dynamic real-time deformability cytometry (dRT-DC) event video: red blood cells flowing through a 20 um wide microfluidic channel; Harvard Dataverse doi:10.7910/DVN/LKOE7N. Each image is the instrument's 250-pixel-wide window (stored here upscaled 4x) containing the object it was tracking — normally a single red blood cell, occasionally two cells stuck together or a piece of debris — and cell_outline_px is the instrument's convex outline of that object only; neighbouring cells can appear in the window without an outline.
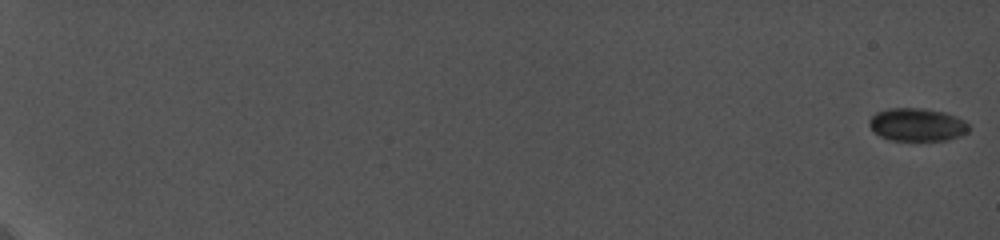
{"species": "common noctule bat (a hibernating species)", "species_latin": "Nyctalus noctula", "temperature_condition": "cold", "stored_images_in_passage": 22, "camera_frame_rate_fps": 5000, "um_per_image_px": 0.085, "animal": {"sex": "female", "body_mass_g": 19.0, "forearm_length_mm": 56.7}, "frame": {"image": 1, "passage_image": 1, "time_ms": 0.0, "image_size_px": [1000, 240], "cell_outline_px": [[968, 132], [960, 136], [948, 140], [888, 140], [872, 132], [868, 124], [868, 120], [876, 112], [888, 108], [920, 108], [944, 112], [956, 116], [964, 120], [968, 124]], "centroid_in_image_um": [77.91, 10.6], "position_along_channel_um": 7.1, "area_um2": 19.31}}
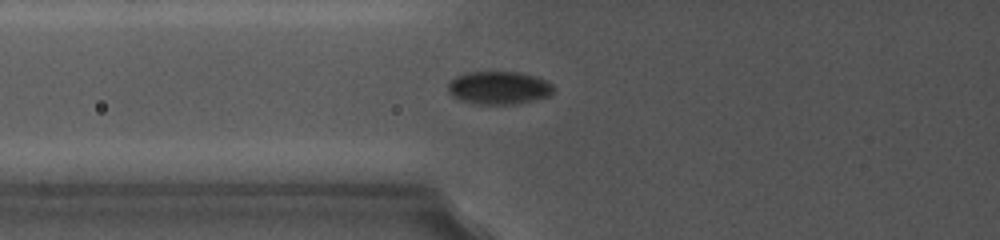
{"frame": {"image": 2, "passage_image": 17, "time_ms": 9.0, "image_size_px": [1000, 240], "cell_outline_px": [[556, 88], [548, 96], [516, 104], [476, 104], [460, 100], [452, 96], [448, 92], [448, 84], [456, 76], [464, 72], [520, 72], [536, 76], [552, 84]], "centroid_in_image_um": [42.39, 7.46], "position_along_channel_um": 83.4, "area_um2": 20.35}}
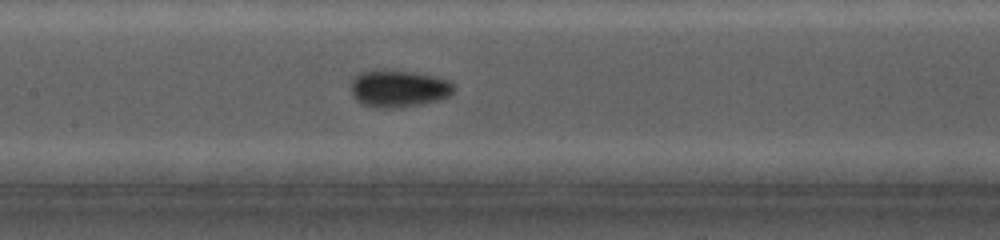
{"frame": {"image": 3, "passage_image": 22, "time_ms": 11.4, "image_size_px": [1000, 240], "cell_outline_px": [[456, 92], [448, 96], [436, 100], [420, 104], [396, 108], [376, 108], [364, 104], [356, 100], [352, 96], [352, 76], [360, 72], [376, 68], [384, 68], [416, 72], [436, 76], [448, 80], [456, 88]], "centroid_in_image_um": [33.86, 7.49], "position_along_channel_um": 173.5, "area_um2": 22.83}}